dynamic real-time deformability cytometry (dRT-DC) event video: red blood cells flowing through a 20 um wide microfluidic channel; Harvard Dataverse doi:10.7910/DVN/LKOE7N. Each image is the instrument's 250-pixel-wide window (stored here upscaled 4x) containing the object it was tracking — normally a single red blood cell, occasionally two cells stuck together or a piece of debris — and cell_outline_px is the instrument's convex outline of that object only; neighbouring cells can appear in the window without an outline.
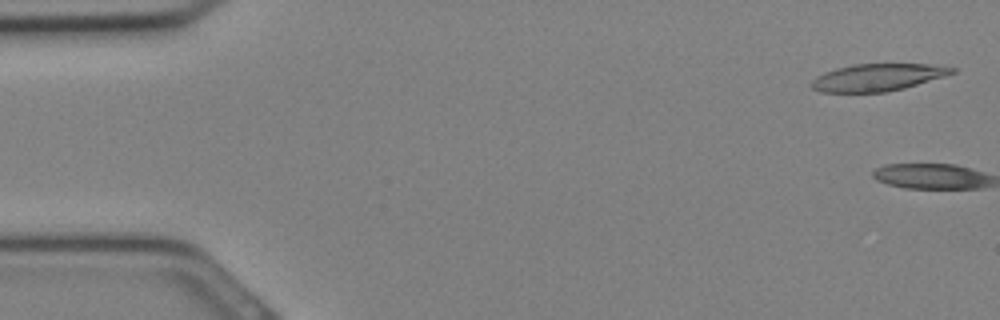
{"species": "Egyptian fruit bat (a non-hibernating species)", "species_latin": "Rousettus aegyptiacus", "temperature_condition": "cold", "stored_images_in_passage": 2, "camera_frame_rate_fps": 3000, "um_per_image_px": 0.085, "animal": {"sex": "female"}, "frame": {"image": 1, "passage_image": 1, "time_ms": 0.0, "image_size_px": [1000, 320], "cell_outline_px": [[956, 72], [944, 76], [904, 88], [888, 92], [820, 92], [812, 88], [808, 84], [816, 76], [824, 72], [836, 68], [852, 64], [932, 64], [956, 68]], "centroid_in_image_um": [74.56, 6.57], "position_along_channel_um": 10.4, "area_um2": 22.37}}